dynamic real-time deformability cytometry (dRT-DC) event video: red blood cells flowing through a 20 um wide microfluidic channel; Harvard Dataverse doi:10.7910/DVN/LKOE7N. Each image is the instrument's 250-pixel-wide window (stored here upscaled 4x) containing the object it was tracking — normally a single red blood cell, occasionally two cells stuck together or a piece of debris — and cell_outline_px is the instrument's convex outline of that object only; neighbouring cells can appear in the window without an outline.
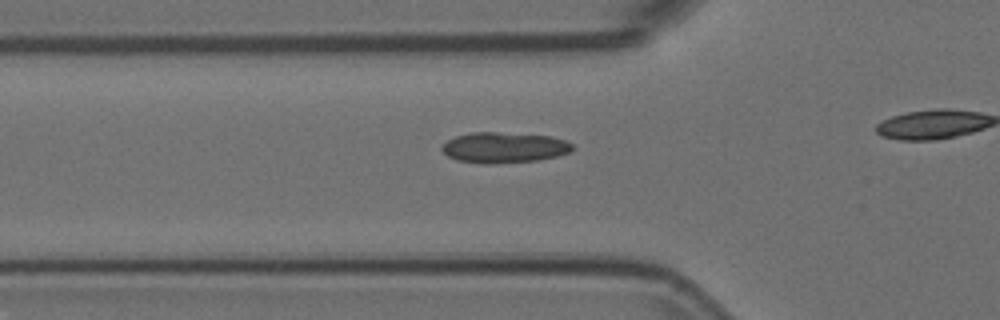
{"species": "Egyptian fruit bat (a non-hibernating species)", "species_latin": "Rousettus aegyptiacus", "temperature_condition": "room temperature", "stored_images_in_passage": 19, "camera_frame_rate_fps": 3000, "um_per_image_px": 0.085, "animal": {"sex": "female"}, "frame": {"image": 1, "passage_image": 14, "time_ms": 4.333, "image_size_px": [1000, 320], "cell_outline_px": [[572, 148], [568, 152], [556, 156], [536, 160], [496, 164], [480, 164], [456, 160], [448, 156], [440, 148], [448, 140], [456, 136], [472, 132], [496, 132], [548, 136], [564, 140], [572, 144]], "centroid_in_image_um": [42.79, 12.55], "position_along_channel_um": 83.0, "area_um2": 23.12}}